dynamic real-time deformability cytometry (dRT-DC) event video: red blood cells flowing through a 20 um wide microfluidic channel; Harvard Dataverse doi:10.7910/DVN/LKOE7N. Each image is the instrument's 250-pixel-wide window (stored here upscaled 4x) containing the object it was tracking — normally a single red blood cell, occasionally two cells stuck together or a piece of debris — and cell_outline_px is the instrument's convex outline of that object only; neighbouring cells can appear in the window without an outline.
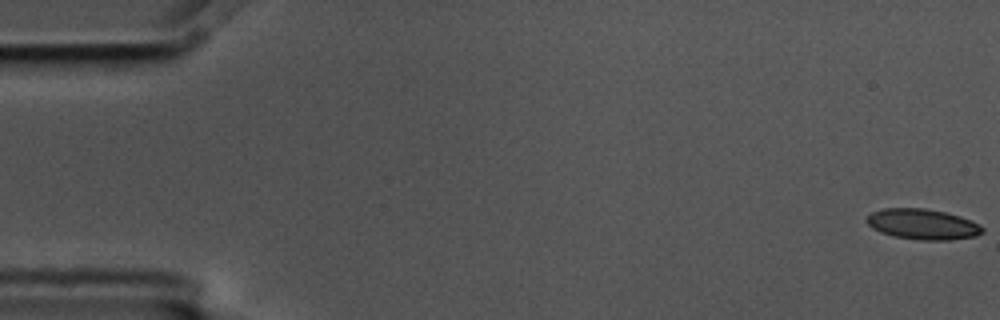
{"species": "common noctule bat (a hibernating species)", "species_latin": "Nyctalus noctula", "temperature_condition": "cold", "stored_images_in_passage": 2, "camera_frame_rate_fps": 3000, "um_per_image_px": 0.085, "animal": {"sex": "male", "body_mass_g": 17.5, "forearm_length_mm": 52.3}, "frame": {"image": 1, "passage_image": 1, "time_ms": 0.0, "image_size_px": [1000, 320], "cell_outline_px": [[984, 232], [976, 236], [948, 240], [920, 240], [892, 236], [880, 232], [872, 228], [864, 220], [872, 212], [884, 208], [924, 208], [944, 212], [960, 216], [980, 224], [984, 228]], "centroid_in_image_um": [78.42, 19.06], "position_along_channel_um": 6.6, "area_um2": 20.69}}
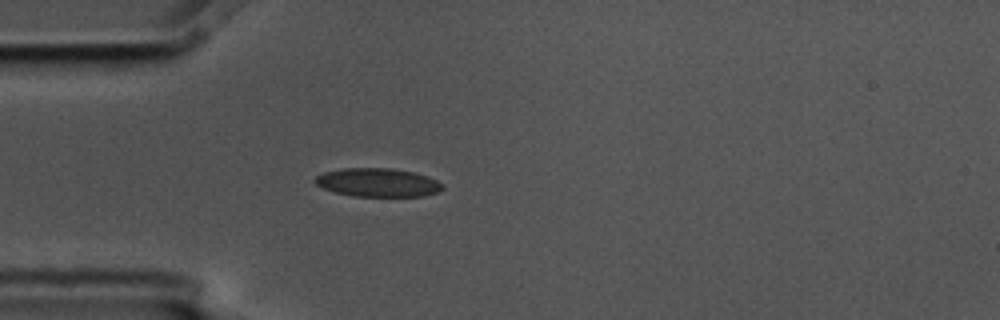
{"frame": {"image": 2, "passage_image": 2, "time_ms": 0.333, "image_size_px": [1000, 320], "cell_outline_px": [[444, 188], [440, 192], [424, 196], [352, 196], [336, 192], [324, 188], [316, 184], [312, 180], [316, 176], [324, 172], [344, 168], [392, 168], [412, 172], [428, 176], [444, 184]], "centroid_in_image_um": [32.14, 15.51], "position_along_channel_um": 52.9, "area_um2": 21.27}}